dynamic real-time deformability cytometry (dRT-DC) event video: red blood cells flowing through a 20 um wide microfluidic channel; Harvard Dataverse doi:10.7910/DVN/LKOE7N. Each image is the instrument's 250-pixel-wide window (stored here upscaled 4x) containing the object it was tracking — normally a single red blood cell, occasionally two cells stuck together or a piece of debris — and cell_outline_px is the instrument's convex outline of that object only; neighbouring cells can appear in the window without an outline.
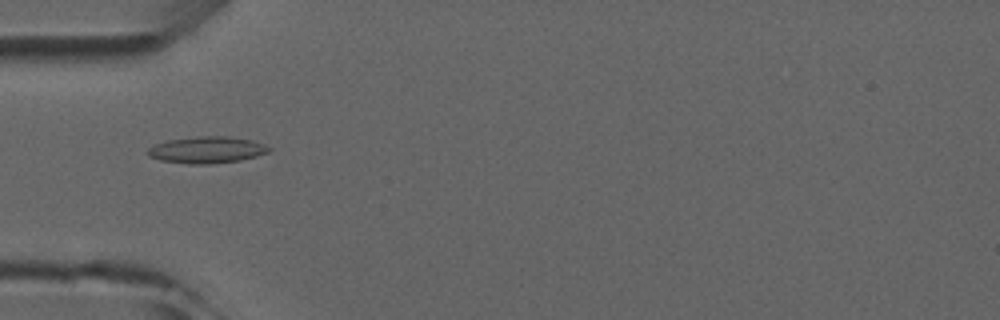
{"species": "common noctule bat (a hibernating species)", "species_latin": "Nyctalus noctula", "temperature_condition": "room temperature", "stored_images_in_passage": 6, "camera_frame_rate_fps": 3000, "um_per_image_px": 0.085, "animal": {"sex": "male", "forearm_length_mm": 52.5}, "frame": {"image": 1, "passage_image": 5, "time_ms": 4.667, "image_size_px": [1000, 320], "cell_outline_px": [[272, 148], [268, 152], [256, 156], [240, 160], [212, 164], [188, 164], [160, 160], [148, 156], [148, 148], [156, 144], [168, 140], [200, 136], [228, 136], [252, 140], [264, 144]], "centroid_in_image_um": [17.59, 12.74], "position_along_channel_um": 67.4, "area_um2": 18.79}}
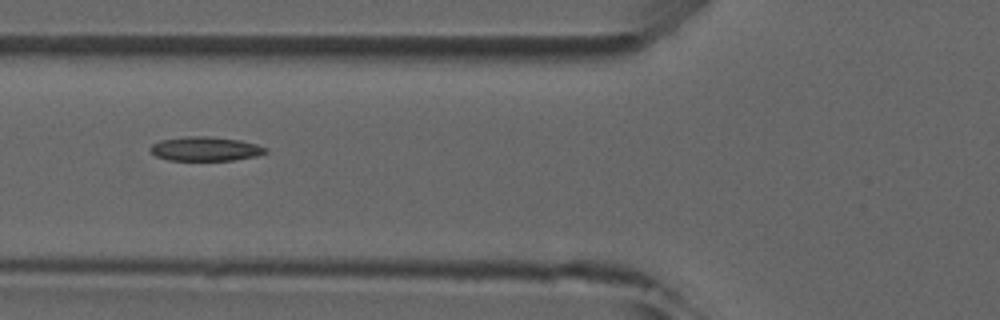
{"frame": {"image": 2, "passage_image": 6, "time_ms": 5.667, "image_size_px": [1000, 320], "cell_outline_px": [[268, 152], [256, 156], [232, 160], [168, 160], [156, 156], [148, 148], [152, 144], [160, 140], [184, 136], [208, 136], [240, 140], [256, 144], [268, 148]], "centroid_in_image_um": [17.45, 12.64], "position_along_channel_um": 108.4, "area_um2": 16.3}}